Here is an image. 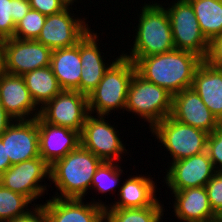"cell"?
<instances>
[{"mask_svg":"<svg viewBox=\"0 0 222 222\" xmlns=\"http://www.w3.org/2000/svg\"><path fill=\"white\" fill-rule=\"evenodd\" d=\"M202 61L195 53L174 49L139 58L134 65L141 77L174 95L192 87L195 71Z\"/></svg>","mask_w":222,"mask_h":222,"instance_id":"1","label":"cell"},{"mask_svg":"<svg viewBox=\"0 0 222 222\" xmlns=\"http://www.w3.org/2000/svg\"><path fill=\"white\" fill-rule=\"evenodd\" d=\"M103 161L79 145L50 166V181L60 191L56 198L85 199L96 169ZM58 195V196H56Z\"/></svg>","mask_w":222,"mask_h":222,"instance_id":"2","label":"cell"},{"mask_svg":"<svg viewBox=\"0 0 222 222\" xmlns=\"http://www.w3.org/2000/svg\"><path fill=\"white\" fill-rule=\"evenodd\" d=\"M130 55H122L135 63L139 58L170 52L175 49L167 10L152 1L143 4Z\"/></svg>","mask_w":222,"mask_h":222,"instance_id":"3","label":"cell"},{"mask_svg":"<svg viewBox=\"0 0 222 222\" xmlns=\"http://www.w3.org/2000/svg\"><path fill=\"white\" fill-rule=\"evenodd\" d=\"M114 60L110 62L98 86L87 95L90 114L108 116L111 110L125 109L128 87L136 68L122 54Z\"/></svg>","mask_w":222,"mask_h":222,"instance_id":"4","label":"cell"},{"mask_svg":"<svg viewBox=\"0 0 222 222\" xmlns=\"http://www.w3.org/2000/svg\"><path fill=\"white\" fill-rule=\"evenodd\" d=\"M149 122L150 130L171 115L172 94L141 77L136 71L131 78L125 109Z\"/></svg>","mask_w":222,"mask_h":222,"instance_id":"5","label":"cell"},{"mask_svg":"<svg viewBox=\"0 0 222 222\" xmlns=\"http://www.w3.org/2000/svg\"><path fill=\"white\" fill-rule=\"evenodd\" d=\"M169 151L172 162L204 153L209 133L173 119L164 118L150 130Z\"/></svg>","mask_w":222,"mask_h":222,"instance_id":"6","label":"cell"},{"mask_svg":"<svg viewBox=\"0 0 222 222\" xmlns=\"http://www.w3.org/2000/svg\"><path fill=\"white\" fill-rule=\"evenodd\" d=\"M171 22L175 49L195 53L206 58L209 41L202 34L193 7L188 0H175L166 8Z\"/></svg>","mask_w":222,"mask_h":222,"instance_id":"7","label":"cell"},{"mask_svg":"<svg viewBox=\"0 0 222 222\" xmlns=\"http://www.w3.org/2000/svg\"><path fill=\"white\" fill-rule=\"evenodd\" d=\"M105 118V115H88L80 133V145L102 161H121L127 150L117 135V129Z\"/></svg>","mask_w":222,"mask_h":222,"instance_id":"8","label":"cell"},{"mask_svg":"<svg viewBox=\"0 0 222 222\" xmlns=\"http://www.w3.org/2000/svg\"><path fill=\"white\" fill-rule=\"evenodd\" d=\"M89 114L87 95L77 90H62L40 108L39 116L49 124L81 133Z\"/></svg>","mask_w":222,"mask_h":222,"instance_id":"9","label":"cell"},{"mask_svg":"<svg viewBox=\"0 0 222 222\" xmlns=\"http://www.w3.org/2000/svg\"><path fill=\"white\" fill-rule=\"evenodd\" d=\"M47 176L50 179V165L41 157H36L11 165L0 176V184L34 202L47 190L46 184L40 183Z\"/></svg>","mask_w":222,"mask_h":222,"instance_id":"10","label":"cell"},{"mask_svg":"<svg viewBox=\"0 0 222 222\" xmlns=\"http://www.w3.org/2000/svg\"><path fill=\"white\" fill-rule=\"evenodd\" d=\"M71 8L67 7L60 13L47 16L36 41L51 50L76 45L87 34L90 28L85 23V18H82L84 20L81 17L80 19L75 18L70 12Z\"/></svg>","mask_w":222,"mask_h":222,"instance_id":"11","label":"cell"},{"mask_svg":"<svg viewBox=\"0 0 222 222\" xmlns=\"http://www.w3.org/2000/svg\"><path fill=\"white\" fill-rule=\"evenodd\" d=\"M6 55V71L23 76L35 69L50 66L52 50L36 40L7 38L2 40Z\"/></svg>","mask_w":222,"mask_h":222,"instance_id":"12","label":"cell"},{"mask_svg":"<svg viewBox=\"0 0 222 222\" xmlns=\"http://www.w3.org/2000/svg\"><path fill=\"white\" fill-rule=\"evenodd\" d=\"M170 164L164 178L167 188L172 192L186 188L205 187L216 172L206 151Z\"/></svg>","mask_w":222,"mask_h":222,"instance_id":"13","label":"cell"},{"mask_svg":"<svg viewBox=\"0 0 222 222\" xmlns=\"http://www.w3.org/2000/svg\"><path fill=\"white\" fill-rule=\"evenodd\" d=\"M0 138L11 165L40 157L38 117L31 120H14Z\"/></svg>","mask_w":222,"mask_h":222,"instance_id":"14","label":"cell"},{"mask_svg":"<svg viewBox=\"0 0 222 222\" xmlns=\"http://www.w3.org/2000/svg\"><path fill=\"white\" fill-rule=\"evenodd\" d=\"M170 116L180 123L201 129L209 134L222 124L192 87L172 95Z\"/></svg>","mask_w":222,"mask_h":222,"instance_id":"15","label":"cell"},{"mask_svg":"<svg viewBox=\"0 0 222 222\" xmlns=\"http://www.w3.org/2000/svg\"><path fill=\"white\" fill-rule=\"evenodd\" d=\"M0 100L14 120H31L40 115V108L34 102L24 78L20 75L6 73L0 78Z\"/></svg>","mask_w":222,"mask_h":222,"instance_id":"16","label":"cell"},{"mask_svg":"<svg viewBox=\"0 0 222 222\" xmlns=\"http://www.w3.org/2000/svg\"><path fill=\"white\" fill-rule=\"evenodd\" d=\"M76 198L52 197L42 204L48 214L49 222H101L105 219V207L102 201L87 202Z\"/></svg>","mask_w":222,"mask_h":222,"instance_id":"17","label":"cell"},{"mask_svg":"<svg viewBox=\"0 0 222 222\" xmlns=\"http://www.w3.org/2000/svg\"><path fill=\"white\" fill-rule=\"evenodd\" d=\"M39 155L50 166L80 145V133L45 122L38 116Z\"/></svg>","mask_w":222,"mask_h":222,"instance_id":"18","label":"cell"},{"mask_svg":"<svg viewBox=\"0 0 222 222\" xmlns=\"http://www.w3.org/2000/svg\"><path fill=\"white\" fill-rule=\"evenodd\" d=\"M174 213L182 222H220L210 207L205 187L186 188L172 192Z\"/></svg>","mask_w":222,"mask_h":222,"instance_id":"19","label":"cell"},{"mask_svg":"<svg viewBox=\"0 0 222 222\" xmlns=\"http://www.w3.org/2000/svg\"><path fill=\"white\" fill-rule=\"evenodd\" d=\"M97 34L89 30L80 40V61L83 67L81 70L80 93L85 95H88L98 86L105 71L110 66L109 63L104 62L105 59L102 58L104 56H101L97 45L99 40Z\"/></svg>","mask_w":222,"mask_h":222,"instance_id":"20","label":"cell"},{"mask_svg":"<svg viewBox=\"0 0 222 222\" xmlns=\"http://www.w3.org/2000/svg\"><path fill=\"white\" fill-rule=\"evenodd\" d=\"M192 88L222 123V69L203 60L195 71Z\"/></svg>","mask_w":222,"mask_h":222,"instance_id":"21","label":"cell"},{"mask_svg":"<svg viewBox=\"0 0 222 222\" xmlns=\"http://www.w3.org/2000/svg\"><path fill=\"white\" fill-rule=\"evenodd\" d=\"M50 67L63 90L80 92L83 68L80 61V41L72 47L52 50Z\"/></svg>","mask_w":222,"mask_h":222,"instance_id":"22","label":"cell"},{"mask_svg":"<svg viewBox=\"0 0 222 222\" xmlns=\"http://www.w3.org/2000/svg\"><path fill=\"white\" fill-rule=\"evenodd\" d=\"M120 187V198L115 203L106 206L105 209H123V208H143L153 206L158 199L156 198L155 182L148 176L128 177Z\"/></svg>","mask_w":222,"mask_h":222,"instance_id":"23","label":"cell"},{"mask_svg":"<svg viewBox=\"0 0 222 222\" xmlns=\"http://www.w3.org/2000/svg\"><path fill=\"white\" fill-rule=\"evenodd\" d=\"M22 77L34 102L40 108L63 90L50 66L27 72Z\"/></svg>","mask_w":222,"mask_h":222,"instance_id":"24","label":"cell"},{"mask_svg":"<svg viewBox=\"0 0 222 222\" xmlns=\"http://www.w3.org/2000/svg\"><path fill=\"white\" fill-rule=\"evenodd\" d=\"M193 7L199 27L205 38L222 34V0H188Z\"/></svg>","mask_w":222,"mask_h":222,"instance_id":"25","label":"cell"},{"mask_svg":"<svg viewBox=\"0 0 222 222\" xmlns=\"http://www.w3.org/2000/svg\"><path fill=\"white\" fill-rule=\"evenodd\" d=\"M159 201L143 208L105 209V219L108 222H160L165 211Z\"/></svg>","mask_w":222,"mask_h":222,"instance_id":"26","label":"cell"},{"mask_svg":"<svg viewBox=\"0 0 222 222\" xmlns=\"http://www.w3.org/2000/svg\"><path fill=\"white\" fill-rule=\"evenodd\" d=\"M31 203L26 196L7 189L0 184V222H6L25 215L30 211L28 204Z\"/></svg>","mask_w":222,"mask_h":222,"instance_id":"27","label":"cell"},{"mask_svg":"<svg viewBox=\"0 0 222 222\" xmlns=\"http://www.w3.org/2000/svg\"><path fill=\"white\" fill-rule=\"evenodd\" d=\"M123 170L119 166V163L103 161L96 169V172L92 178L91 187L98 190V193H106L114 190L119 183L120 175Z\"/></svg>","mask_w":222,"mask_h":222,"instance_id":"28","label":"cell"},{"mask_svg":"<svg viewBox=\"0 0 222 222\" xmlns=\"http://www.w3.org/2000/svg\"><path fill=\"white\" fill-rule=\"evenodd\" d=\"M46 17L39 11L30 9L16 24L13 37L21 40H36L44 26Z\"/></svg>","mask_w":222,"mask_h":222,"instance_id":"29","label":"cell"},{"mask_svg":"<svg viewBox=\"0 0 222 222\" xmlns=\"http://www.w3.org/2000/svg\"><path fill=\"white\" fill-rule=\"evenodd\" d=\"M205 188L211 209L222 220V171H216Z\"/></svg>","mask_w":222,"mask_h":222,"instance_id":"30","label":"cell"},{"mask_svg":"<svg viewBox=\"0 0 222 222\" xmlns=\"http://www.w3.org/2000/svg\"><path fill=\"white\" fill-rule=\"evenodd\" d=\"M14 15V0L0 1V40L13 38L16 24L12 19Z\"/></svg>","mask_w":222,"mask_h":222,"instance_id":"31","label":"cell"},{"mask_svg":"<svg viewBox=\"0 0 222 222\" xmlns=\"http://www.w3.org/2000/svg\"><path fill=\"white\" fill-rule=\"evenodd\" d=\"M206 152L216 171H222V124L209 134Z\"/></svg>","mask_w":222,"mask_h":222,"instance_id":"32","label":"cell"},{"mask_svg":"<svg viewBox=\"0 0 222 222\" xmlns=\"http://www.w3.org/2000/svg\"><path fill=\"white\" fill-rule=\"evenodd\" d=\"M29 4L31 9L45 16L60 13L68 7L61 0H29Z\"/></svg>","mask_w":222,"mask_h":222,"instance_id":"33","label":"cell"},{"mask_svg":"<svg viewBox=\"0 0 222 222\" xmlns=\"http://www.w3.org/2000/svg\"><path fill=\"white\" fill-rule=\"evenodd\" d=\"M204 60L211 66L222 69V34L209 41L208 53Z\"/></svg>","mask_w":222,"mask_h":222,"instance_id":"34","label":"cell"},{"mask_svg":"<svg viewBox=\"0 0 222 222\" xmlns=\"http://www.w3.org/2000/svg\"><path fill=\"white\" fill-rule=\"evenodd\" d=\"M34 203L33 210L29 211L23 216L16 217L14 219H10L6 222H49V217L47 211L43 205H35Z\"/></svg>","mask_w":222,"mask_h":222,"instance_id":"35","label":"cell"},{"mask_svg":"<svg viewBox=\"0 0 222 222\" xmlns=\"http://www.w3.org/2000/svg\"><path fill=\"white\" fill-rule=\"evenodd\" d=\"M31 9L29 0H14V15L12 19L17 24Z\"/></svg>","mask_w":222,"mask_h":222,"instance_id":"36","label":"cell"},{"mask_svg":"<svg viewBox=\"0 0 222 222\" xmlns=\"http://www.w3.org/2000/svg\"><path fill=\"white\" fill-rule=\"evenodd\" d=\"M14 119L6 112L0 100V135L13 123Z\"/></svg>","mask_w":222,"mask_h":222,"instance_id":"37","label":"cell"},{"mask_svg":"<svg viewBox=\"0 0 222 222\" xmlns=\"http://www.w3.org/2000/svg\"><path fill=\"white\" fill-rule=\"evenodd\" d=\"M11 166L5 146L0 138V176Z\"/></svg>","mask_w":222,"mask_h":222,"instance_id":"38","label":"cell"},{"mask_svg":"<svg viewBox=\"0 0 222 222\" xmlns=\"http://www.w3.org/2000/svg\"><path fill=\"white\" fill-rule=\"evenodd\" d=\"M7 73L6 71V55L2 40H0V78Z\"/></svg>","mask_w":222,"mask_h":222,"instance_id":"39","label":"cell"},{"mask_svg":"<svg viewBox=\"0 0 222 222\" xmlns=\"http://www.w3.org/2000/svg\"><path fill=\"white\" fill-rule=\"evenodd\" d=\"M61 1L69 7L70 5H73V3L76 2L77 0H61Z\"/></svg>","mask_w":222,"mask_h":222,"instance_id":"40","label":"cell"}]
</instances>
